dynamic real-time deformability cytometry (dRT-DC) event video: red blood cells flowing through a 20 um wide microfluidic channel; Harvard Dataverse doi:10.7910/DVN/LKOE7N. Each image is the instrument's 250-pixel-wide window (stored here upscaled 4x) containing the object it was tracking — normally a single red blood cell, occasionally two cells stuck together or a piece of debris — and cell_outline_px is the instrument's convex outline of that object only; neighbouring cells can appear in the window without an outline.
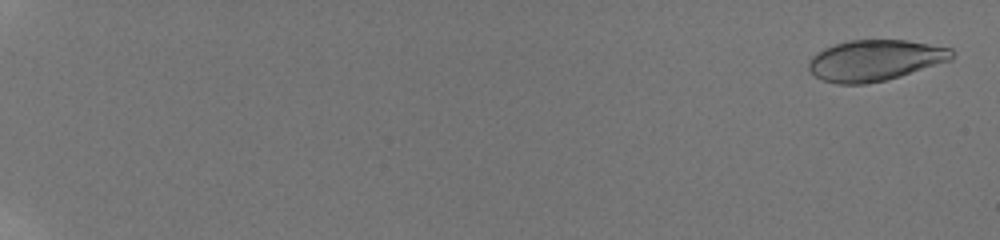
{"species": "human", "species_latin": "Homo sapiens", "temperature_condition": "room temperature", "stored_images_in_passage": 125, "camera_frame_rate_fps": 3000, "um_per_image_px": 0.085, "donor": {"sex": "male"}, "frame": {"image": 1, "passage_image": 3, "time_ms": 0.333, "image_size_px": [1000, 240], "cell_outline_px": [[956, 52], [952, 60], [900, 76], [884, 80], [864, 84], [836, 84], [824, 80], [816, 76], [808, 68], [808, 60], [816, 52], [824, 48], [848, 40], [904, 40], [952, 48]], "centroid_in_image_um": [74.38, 5.12], "position_along_channel_um": 10.6, "area_um2": 34.16}}
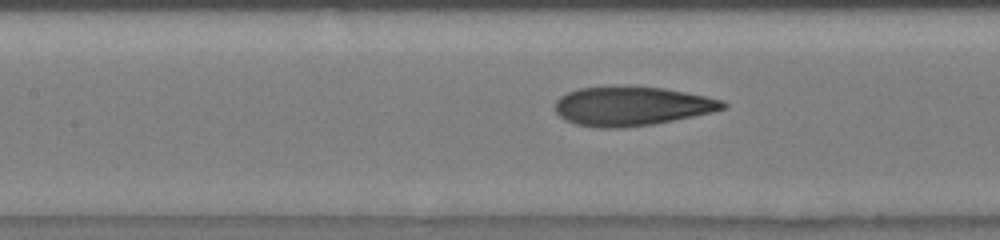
{"frame": {"image": 2, "passage_image": 68, "time_ms": 10.333, "image_size_px": [1000, 240], "cell_outline_px": [[728, 108], [712, 112], [652, 124], [624, 128], [600, 128], [576, 124], [564, 120], [556, 112], [556, 100], [560, 96], [568, 92], [580, 88], [664, 88], [724, 100], [728, 104]], "centroid_in_image_um": [53.71, 9.05], "position_along_channel_um": 153.7, "area_um2": 37.51}}
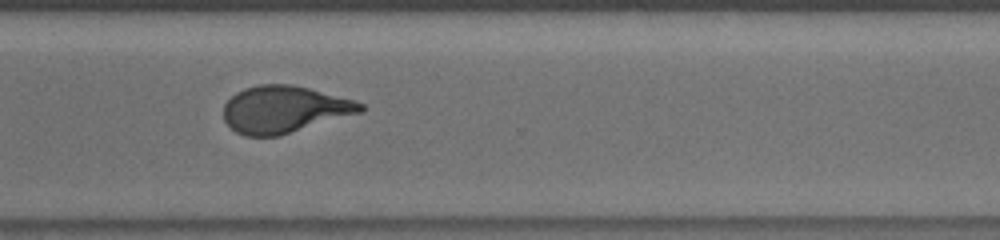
{"frame": {"image": 3, "passage_image": 97, "time_ms": 15.333, "image_size_px": [1000, 240], "cell_outline_px": [[364, 108], [360, 112], [280, 136], [244, 136], [236, 132], [224, 120], [224, 104], [236, 92], [244, 88], [260, 84], [292, 84], [308, 88], [352, 100], [364, 104]], "centroid_in_image_um": [24.11, 9.3], "position_along_channel_um": 346.5, "area_um2": 37.17}, "authors_computed_cell_mechanics": {"area_um2": 37.1654, "velocity_mm_per_s": 3.8713, "shape_relaxation_time_tau1_ms": 5.7566, "shape_relaxation_time_tau2_ms": 1.09, "deformation_change_tau1": 0.2338, "deformation_change_tau2": 0.0963}}